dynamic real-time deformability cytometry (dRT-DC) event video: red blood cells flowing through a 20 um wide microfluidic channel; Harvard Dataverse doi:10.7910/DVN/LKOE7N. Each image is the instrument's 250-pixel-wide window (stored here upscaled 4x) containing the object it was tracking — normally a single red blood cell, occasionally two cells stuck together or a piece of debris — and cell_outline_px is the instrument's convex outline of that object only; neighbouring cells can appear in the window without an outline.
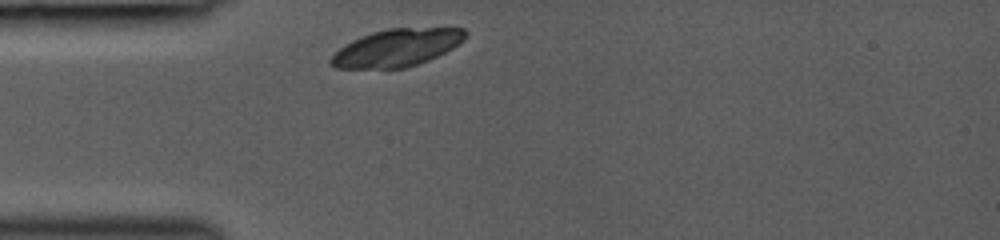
{"species": "common noctule bat (a hibernating species)", "species_latin": "Nyctalus noctula", "temperature_condition": "room temperature", "stored_images_in_passage": 1, "camera_frame_rate_fps": 3000, "um_per_image_px": 0.085, "animal": {"sex": "female", "body_mass_g": 19.0, "forearm_length_mm": 53.3}, "frame": {"image": 1, "passage_image": 1, "time_ms": 0.0, "image_size_px": [1000, 240], "cell_outline_px": [[468, 32], [464, 40], [452, 48], [428, 60], [404, 68], [336, 68], [328, 64], [328, 60], [340, 48], [352, 40], [372, 32], [388, 28], [464, 28]], "centroid_in_image_um": [33.71, 4.05], "position_along_channel_um": 51.3, "area_um2": 29.13}}